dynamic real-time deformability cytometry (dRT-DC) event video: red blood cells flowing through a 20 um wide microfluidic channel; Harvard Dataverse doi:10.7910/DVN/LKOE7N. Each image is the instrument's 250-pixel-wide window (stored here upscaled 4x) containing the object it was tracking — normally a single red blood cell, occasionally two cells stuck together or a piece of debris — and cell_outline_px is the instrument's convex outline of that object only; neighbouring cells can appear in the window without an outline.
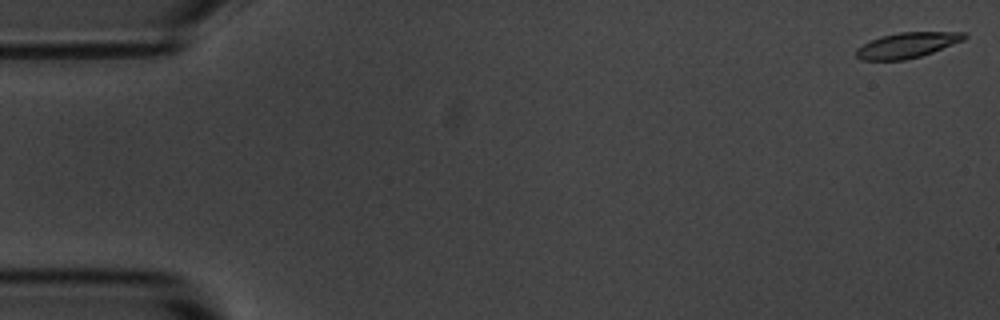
{"species": "common noctule bat (a hibernating species)", "species_latin": "Nyctalus noctula", "temperature_condition": "room temperature", "stored_images_in_passage": 15, "camera_frame_rate_fps": 3000, "um_per_image_px": 0.085, "animal": {"sex": "male", "body_mass_g": 20.1, "forearm_length_mm": 53.5}, "frame": {"image": 1, "passage_image": 1, "time_ms": 0.0, "image_size_px": [1000, 320], "cell_outline_px": [[968, 36], [964, 40], [932, 52], [920, 56], [904, 60], [860, 60], [856, 56], [856, 48], [868, 40], [880, 36], [900, 32], [964, 32]], "centroid_in_image_um": [77.06, 3.83], "position_along_channel_um": 7.9, "area_um2": 16.07}}
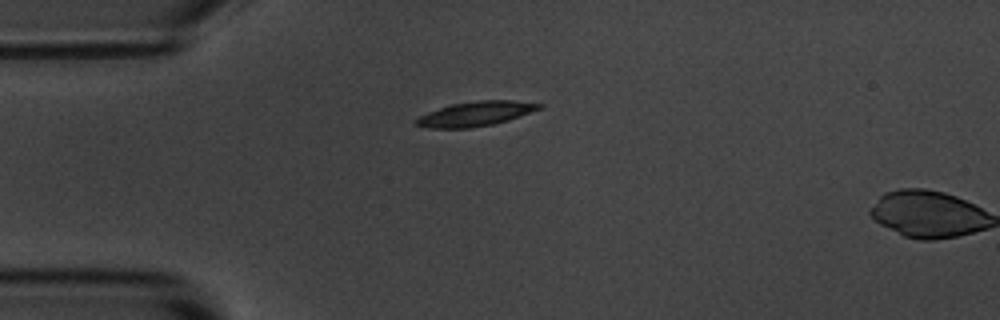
{"frame": {"image": 2, "passage_image": 14, "time_ms": 4.333, "image_size_px": [1000, 320], "cell_outline_px": [[544, 108], [508, 120], [492, 124], [472, 128], [428, 128], [416, 124], [412, 120], [428, 112], [452, 104], [476, 100], [512, 100], [544, 104]], "centroid_in_image_um": [40.46, 9.67], "position_along_channel_um": 44.5, "area_um2": 17.69}}